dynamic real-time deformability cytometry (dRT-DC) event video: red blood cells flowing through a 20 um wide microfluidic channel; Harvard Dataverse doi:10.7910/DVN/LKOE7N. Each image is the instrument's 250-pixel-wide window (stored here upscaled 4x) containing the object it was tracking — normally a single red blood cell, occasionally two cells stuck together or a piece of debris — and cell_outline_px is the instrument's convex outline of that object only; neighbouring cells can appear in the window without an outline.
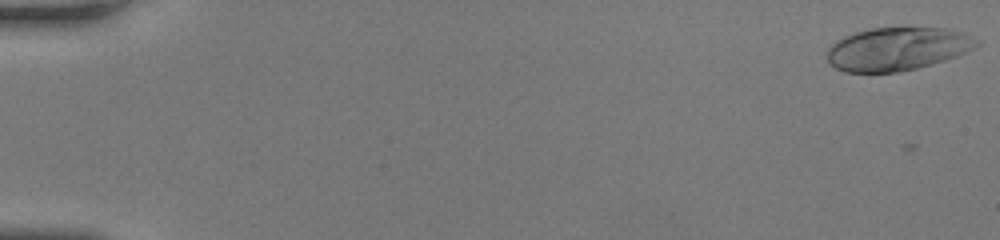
{"species": "human", "species_latin": "Homo sapiens", "temperature_condition": "room temperature", "stored_images_in_passage": 51, "camera_frame_rate_fps": 3000, "um_per_image_px": 0.085, "donor": {"sex": "female"}, "frame": {"image": 1, "passage_image": 1, "time_ms": 0.0, "image_size_px": [1000, 240], "cell_outline_px": [[984, 40], [976, 48], [956, 56], [944, 60], [916, 68], [896, 72], [844, 72], [836, 68], [828, 60], [828, 48], [836, 40], [844, 36], [856, 32], [872, 28], [948, 28]], "centroid_in_image_um": [76.32, 4.15], "position_along_channel_um": 8.7, "area_um2": 37.57}}
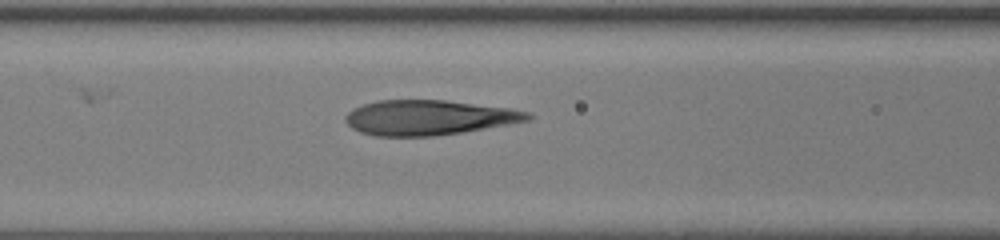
{"frame": {"image": 2, "passage_image": 23, "time_ms": 7.333, "image_size_px": [1000, 240], "cell_outline_px": [[532, 120], [464, 132], [432, 136], [376, 136], [360, 132], [352, 128], [344, 120], [344, 116], [352, 108], [376, 100], [448, 100], [512, 108], [528, 112], [532, 116]], "centroid_in_image_um": [36.46, 9.99], "position_along_channel_um": 130.1, "area_um2": 37.45}}
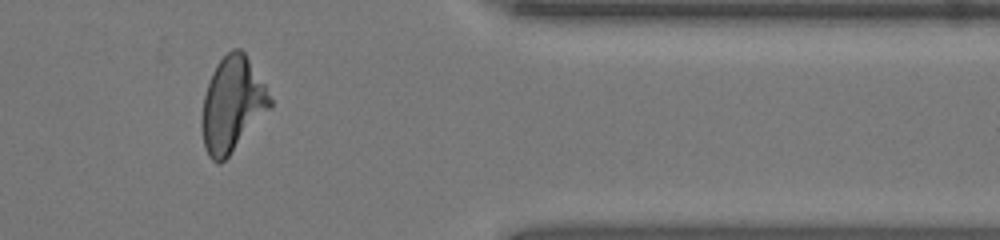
{"frame": {"image": 3, "passage_image": 43, "time_ms": 14.0, "image_size_px": [1000, 240], "cell_outline_px": [[272, 104], [228, 156], [220, 164], [212, 160], [208, 156], [204, 148], [200, 124], [200, 120], [204, 96], [212, 72], [216, 64], [232, 48], [240, 48], [244, 52], [264, 84], [272, 100]], "centroid_in_image_um": [19.69, 8.88], "position_along_channel_um": 391.7, "area_um2": 37.05}, "authors_computed_cell_mechanics": {"area_um2": 37.3966, "velocity_mm_per_s": 4.1737, "shape_relaxation_time_tau1_ms": null, "shape_relaxation_time_tau2_ms": 1.071, "deformation_change_tau1": null, "deformation_change_tau2": 0.0804}}